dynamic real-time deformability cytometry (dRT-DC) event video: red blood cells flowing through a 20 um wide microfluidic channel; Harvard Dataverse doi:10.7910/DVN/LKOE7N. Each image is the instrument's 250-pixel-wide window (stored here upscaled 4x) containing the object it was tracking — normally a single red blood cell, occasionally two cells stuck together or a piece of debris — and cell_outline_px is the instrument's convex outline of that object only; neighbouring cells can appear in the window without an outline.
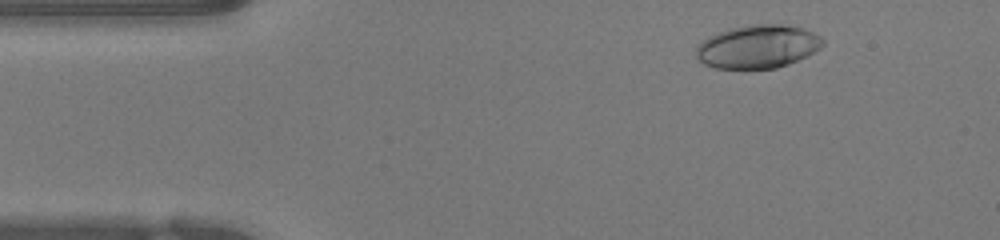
{"species": "human", "species_latin": "Homo sapiens", "temperature_condition": "warm", "stored_images_in_passage": 48, "camera_frame_rate_fps": 3000, "um_per_image_px": 0.085, "donor": {"sex": "female"}, "frame": {"image": 1, "passage_image": 3, "time_ms": 0.667, "image_size_px": [1000, 240], "cell_outline_px": [[824, 44], [820, 48], [788, 64], [776, 68], [716, 68], [704, 64], [696, 56], [696, 48], [708, 36], [716, 32], [728, 28], [752, 24], [784, 24], [800, 28], [812, 32], [820, 36], [824, 40]], "centroid_in_image_um": [64.38, 3.94], "position_along_channel_um": 20.6, "area_um2": 31.73}}
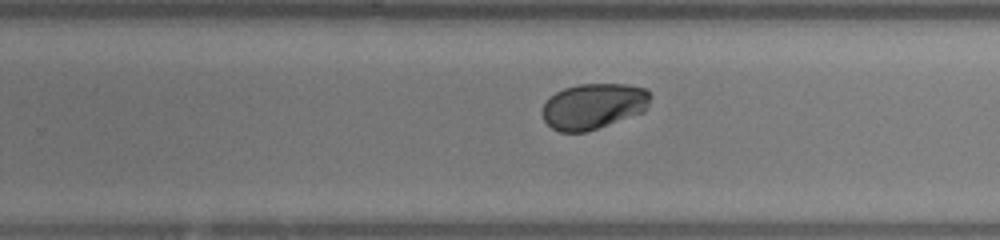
{"frame": {"image": 2, "passage_image": 28, "time_ms": 9.0, "image_size_px": [1000, 240], "cell_outline_px": [[652, 96], [648, 108], [644, 112], [584, 132], [560, 132], [552, 128], [544, 120], [544, 104], [556, 92], [564, 88], [580, 84], [628, 84], [648, 88]], "centroid_in_image_um": [50.52, 9.01], "position_along_channel_um": 279.3, "area_um2": 28.73}}
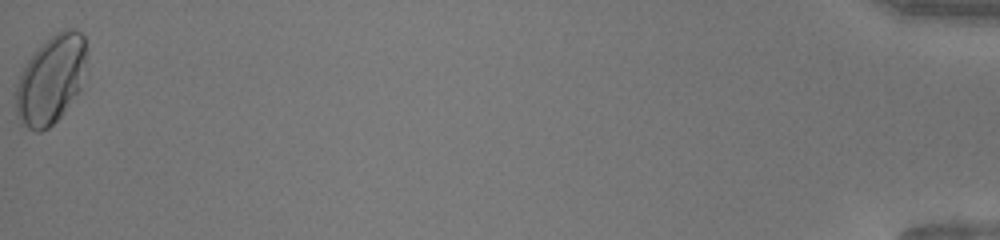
{"frame": {"image": 3, "passage_image": 48, "time_ms": 15.667, "image_size_px": [1000, 240], "cell_outline_px": [[84, 60], [80, 92], [64, 112], [48, 128], [40, 132], [36, 132], [20, 124], [16, 112], [16, 84], [28, 60], [56, 32], [64, 28], [76, 28], [84, 36]], "centroid_in_image_um": [4.31, 6.81], "position_along_channel_um": 430.9, "area_um2": 35.84}, "authors_computed_cell_mechanics": {"area_um2": 29.8537, "velocity_mm_per_s": 3.9514, "shape_relaxation_time_tau1_ms": 3.9585, "shape_relaxation_time_tau2_ms": 1.8961, "deformation_change_tau1": 0.1599, "deformation_change_tau2": 0.0241}}